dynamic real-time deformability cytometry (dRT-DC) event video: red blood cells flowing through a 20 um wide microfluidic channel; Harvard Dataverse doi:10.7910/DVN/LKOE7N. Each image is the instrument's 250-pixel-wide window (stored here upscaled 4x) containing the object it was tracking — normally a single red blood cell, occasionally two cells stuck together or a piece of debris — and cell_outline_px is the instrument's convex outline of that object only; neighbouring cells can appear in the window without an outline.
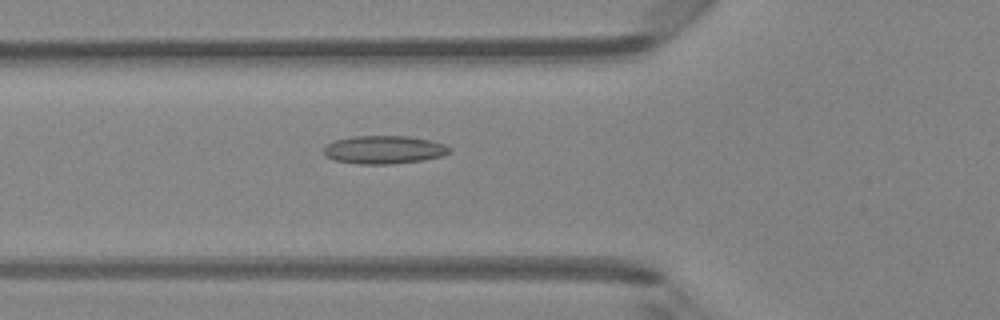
{"species": "Egyptian fruit bat (a non-hibernating species)", "species_latin": "Rousettus aegyptiacus", "temperature_condition": "room temperature", "stored_images_in_passage": 47, "camera_frame_rate_fps": 3000, "um_per_image_px": 0.085, "animal": {"sex": "female"}, "frame": {"image": 1, "passage_image": 17, "time_ms": 5.333, "image_size_px": [1000, 320], "cell_outline_px": [[452, 148], [444, 156], [424, 160], [392, 164], [360, 164], [336, 160], [324, 156], [324, 148], [328, 144], [336, 140], [352, 136], [408, 136], [428, 140], [444, 144]], "centroid_in_image_um": [32.65, 12.73], "position_along_channel_um": 93.1, "area_um2": 20.58}}
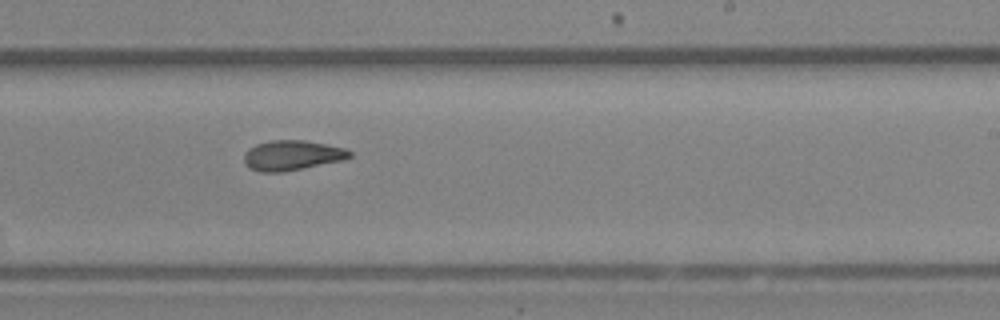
{"frame": {"image": 2, "passage_image": 29, "time_ms": 9.333, "image_size_px": [1000, 320], "cell_outline_px": [[352, 156], [344, 160], [284, 172], [260, 172], [248, 168], [244, 164], [244, 156], [248, 148], [256, 144], [272, 140], [304, 140], [344, 148], [352, 152]], "centroid_in_image_um": [24.8, 13.21], "position_along_channel_um": 264.2, "area_um2": 18.55}}
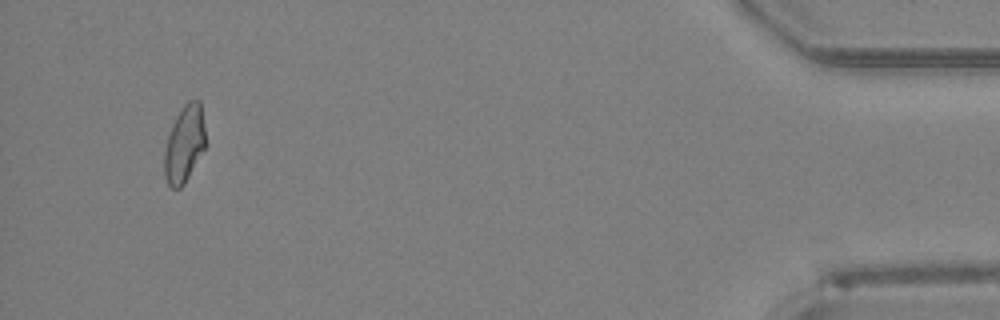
{"frame": {"image": 3, "passage_image": 45, "time_ms": 14.667, "image_size_px": [1000, 320], "cell_outline_px": [[204, 148], [184, 184], [180, 188], [172, 188], [168, 184], [164, 176], [164, 148], [172, 124], [176, 116], [184, 104], [188, 100], [200, 100], [204, 128]], "centroid_in_image_um": [15.64, 12.24], "position_along_channel_um": 419.6, "area_um2": 18.21}, "authors_computed_cell_mechanics": {"area_um2": 19.0162, "velocity_mm_per_s": 4.2869, "shape_relaxation_time_tau1_ms": null, "shape_relaxation_time_tau2_ms": 4.0473, "deformation_change_tau1": null, "deformation_change_tau2": 0.1189}}